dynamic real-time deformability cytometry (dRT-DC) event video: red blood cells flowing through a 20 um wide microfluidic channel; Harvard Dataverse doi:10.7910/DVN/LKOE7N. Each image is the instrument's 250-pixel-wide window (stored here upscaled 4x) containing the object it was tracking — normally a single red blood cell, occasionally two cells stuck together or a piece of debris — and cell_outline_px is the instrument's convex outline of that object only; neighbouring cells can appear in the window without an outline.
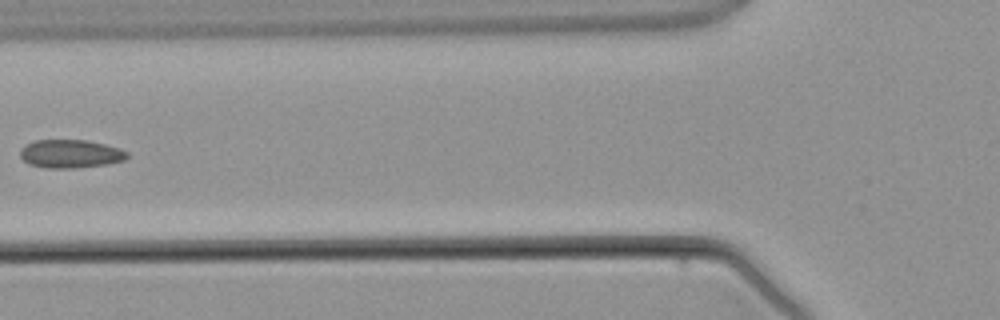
{"species": "common noctule bat (a hibernating species)", "species_latin": "Nyctalus noctula", "temperature_condition": "warm", "stored_images_in_passage": 2, "camera_frame_rate_fps": 3000, "um_per_image_px": 0.085, "animal": {"sex": "male", "body_mass_g": 21.5, "forearm_length_mm": 52.0}, "frame": {"image": 1, "passage_image": 2, "time_ms": 1.0, "image_size_px": [1000, 320], "cell_outline_px": [[128, 156], [124, 160], [108, 164], [72, 168], [48, 168], [28, 164], [20, 156], [20, 148], [36, 140], [84, 140], [104, 144], [120, 148], [128, 152]], "centroid_in_image_um": [5.99, 13.07], "position_along_channel_um": 119.8, "area_um2": 17.57}}